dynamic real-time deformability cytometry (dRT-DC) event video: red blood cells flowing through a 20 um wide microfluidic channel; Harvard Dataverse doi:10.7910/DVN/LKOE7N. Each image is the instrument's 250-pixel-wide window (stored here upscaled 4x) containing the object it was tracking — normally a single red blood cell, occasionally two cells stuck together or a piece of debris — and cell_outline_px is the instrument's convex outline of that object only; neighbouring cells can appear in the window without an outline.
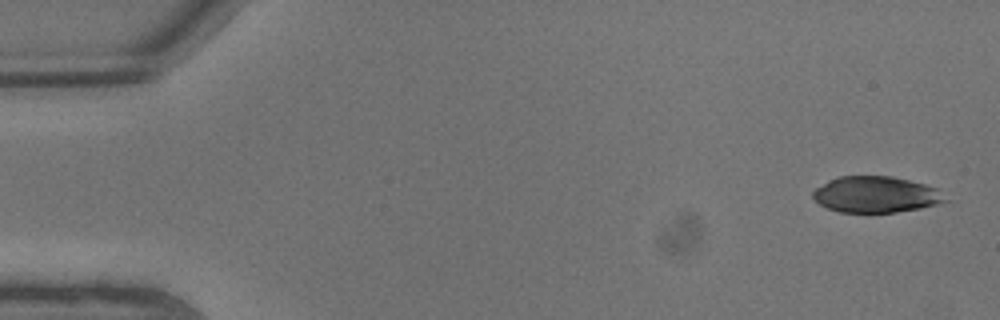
{"species": "common noctule bat (a hibernating species)", "species_latin": "Nyctalus noctula", "temperature_condition": "warm", "stored_images_in_passage": 6, "camera_frame_rate_fps": 3000, "um_per_image_px": 0.085, "animal": {"sex": "male", "body_mass_g": 13.3}, "frame": {"image": 1, "passage_image": 1, "time_ms": 0.0, "image_size_px": [1000, 320], "cell_outline_px": [[948, 200], [936, 204], [920, 208], [896, 212], [868, 216], [840, 212], [828, 208], [820, 204], [812, 196], [812, 192], [816, 188], [828, 180], [836, 176], [892, 176], [924, 184], [936, 188]], "centroid_in_image_um": [74.4, 16.57], "position_along_channel_um": 10.6, "area_um2": 28.5}}
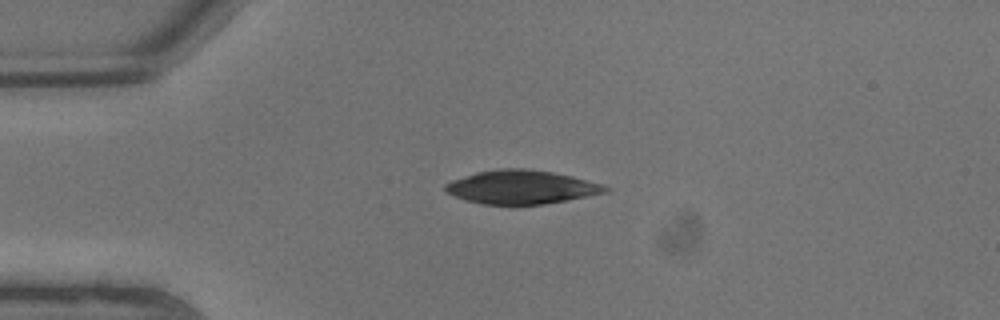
{"frame": {"image": 2, "passage_image": 5, "time_ms": 1.333, "image_size_px": [1000, 320], "cell_outline_px": [[612, 188], [608, 192], [568, 200], [544, 204], [516, 208], [480, 204], [464, 200], [448, 192], [444, 188], [444, 184], [452, 180], [476, 172], [500, 168], [524, 168], [552, 172], [572, 176], [600, 184]], "centroid_in_image_um": [44.3, 15.94], "position_along_channel_um": 40.7, "area_um2": 32.19}}